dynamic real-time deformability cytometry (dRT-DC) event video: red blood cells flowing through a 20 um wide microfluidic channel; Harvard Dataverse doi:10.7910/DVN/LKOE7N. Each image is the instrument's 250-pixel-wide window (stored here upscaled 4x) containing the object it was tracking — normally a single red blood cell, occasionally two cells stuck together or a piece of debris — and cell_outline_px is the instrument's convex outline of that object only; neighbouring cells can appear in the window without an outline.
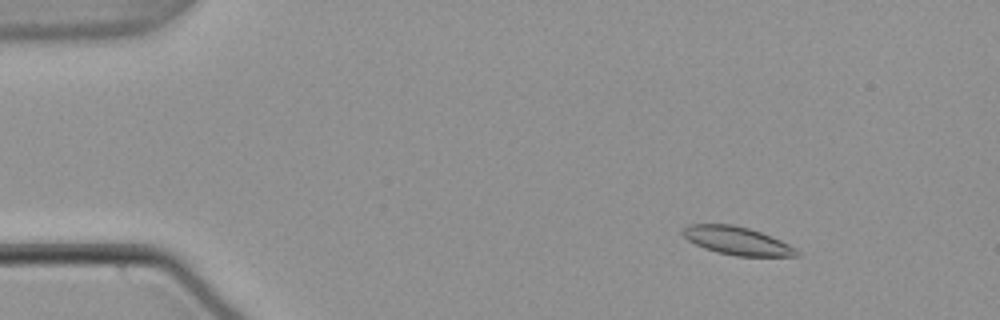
{"species": "common noctule bat (a hibernating species)", "species_latin": "Nyctalus noctula", "temperature_condition": "warm", "stored_images_in_passage": 55, "camera_frame_rate_fps": 3000, "um_per_image_px": 0.085, "animal": {"sex": "male", "body_mass_g": 21.5, "forearm_length_mm": 52.0}, "frame": {"image": 1, "passage_image": 8, "time_ms": 2.333, "image_size_px": [1000, 320], "cell_outline_px": [[800, 256], [736, 256], [716, 252], [704, 248], [688, 240], [680, 232], [688, 224], [732, 224], [748, 228], [760, 232], [780, 240], [796, 248], [800, 252]], "centroid_in_image_um": [62.64, 20.47], "position_along_channel_um": 22.4, "area_um2": 18.61}}
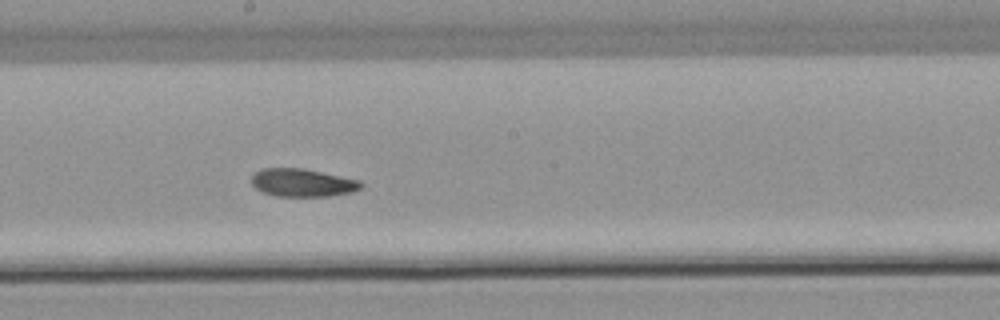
{"frame": {"image": 2, "passage_image": 31, "time_ms": 10.0, "image_size_px": [1000, 320], "cell_outline_px": [[364, 184], [360, 188], [352, 192], [328, 196], [276, 196], [260, 192], [252, 184], [252, 176], [260, 168], [304, 168], [360, 180]], "centroid_in_image_um": [25.7, 15.52], "position_along_channel_um": 222.5, "area_um2": 17.92}}
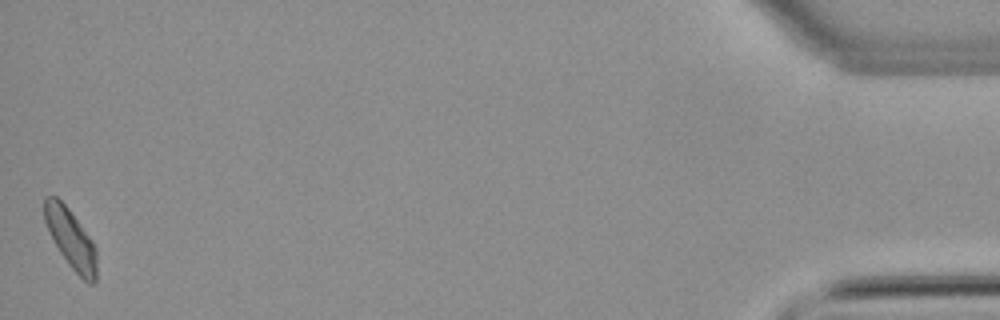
{"frame": {"image": 3, "passage_image": 55, "time_ms": 18.0, "image_size_px": [1000, 320], "cell_outline_px": [[96, 284], [88, 284], [68, 264], [60, 252], [44, 220], [44, 196], [56, 196], [68, 208], [92, 240], [96, 248]], "centroid_in_image_um": [6.03, 20.31], "position_along_channel_um": 429.2, "area_um2": 17.8}, "authors_computed_cell_mechanics": {"area_um2": 18.2648, "velocity_mm_per_s": 3.7773, "shape_relaxation_time_tau1_ms": 9.664, "shape_relaxation_time_tau2_ms": 3.6835, "deformation_change_tau1": 0.1796, "deformation_change_tau2": 0.0931}}